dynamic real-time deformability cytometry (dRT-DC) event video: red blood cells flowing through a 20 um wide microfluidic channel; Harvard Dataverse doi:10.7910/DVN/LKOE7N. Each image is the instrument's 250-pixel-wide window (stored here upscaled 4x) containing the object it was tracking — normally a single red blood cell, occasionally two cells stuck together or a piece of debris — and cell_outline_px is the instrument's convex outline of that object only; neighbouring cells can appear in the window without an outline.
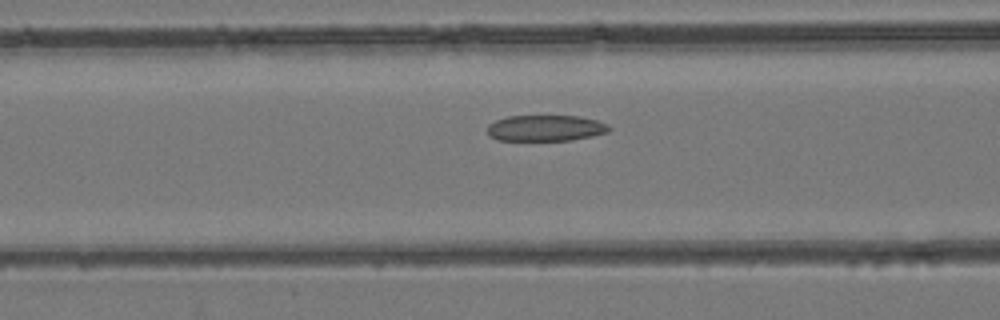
{"species": "common noctule bat (a hibernating species)", "species_latin": "Nyctalus noctula", "temperature_condition": "room temperature", "stored_images_in_passage": 37, "camera_frame_rate_fps": 3000, "um_per_image_px": 0.085, "animal": {"sex": "female", "body_mass_g": 24.6, "forearm_length_mm": 56.2}, "frame": {"image": 1, "passage_image": 17, "time_ms": 5.333, "image_size_px": [1000, 320], "cell_outline_px": [[612, 128], [608, 132], [592, 136], [572, 140], [496, 140], [488, 136], [488, 124], [496, 120], [508, 116], [580, 116], [596, 120], [608, 124]], "centroid_in_image_um": [46.38, 10.89], "position_along_channel_um": 120.2, "area_um2": 18.55}}
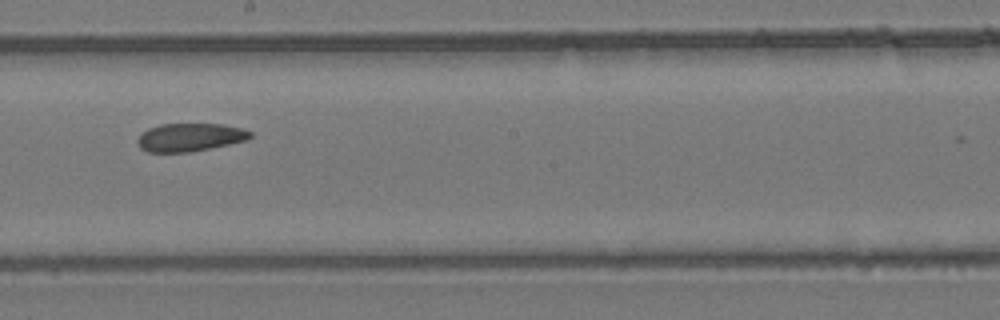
{"frame": {"image": 2, "passage_image": 25, "time_ms": 8.0, "image_size_px": [1000, 320], "cell_outline_px": [[252, 136], [244, 140], [228, 144], [188, 152], [148, 152], [140, 148], [136, 140], [148, 128], [160, 124], [224, 124], [240, 128], [252, 132]], "centroid_in_image_um": [16.11, 11.66], "position_along_channel_um": 232.1, "area_um2": 18.21}}
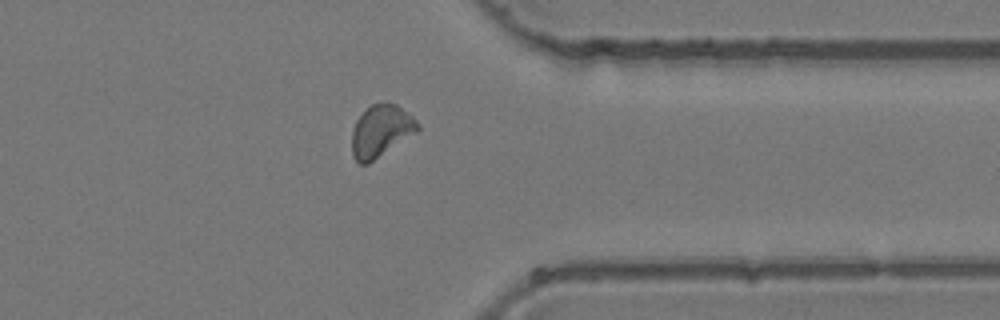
{"frame": {"image": 3, "passage_image": 36, "time_ms": 11.667, "image_size_px": [1000, 320], "cell_outline_px": [[420, 128], [416, 132], [368, 164], [360, 164], [352, 156], [352, 128], [356, 120], [372, 104], [396, 104], [412, 116], [420, 124]], "centroid_in_image_um": [32.36, 11.16], "position_along_channel_um": 379.0, "area_um2": 19.59}}